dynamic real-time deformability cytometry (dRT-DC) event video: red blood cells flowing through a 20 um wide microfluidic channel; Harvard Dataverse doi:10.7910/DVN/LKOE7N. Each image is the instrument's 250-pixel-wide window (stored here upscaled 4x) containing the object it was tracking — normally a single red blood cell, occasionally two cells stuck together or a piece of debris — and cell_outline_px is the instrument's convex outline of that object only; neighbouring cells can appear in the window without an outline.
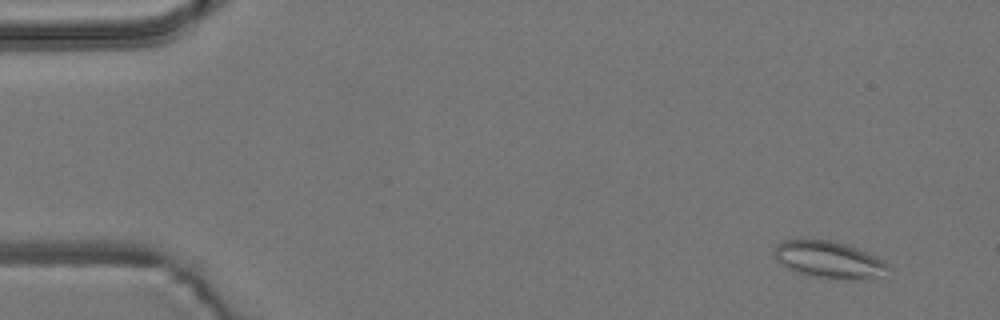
{"species": "common noctule bat (a hibernating species)", "species_latin": "Nyctalus noctula", "temperature_condition": "room temperature", "stored_images_in_passage": 4, "camera_frame_rate_fps": 3000, "um_per_image_px": 0.085, "animal": {"sex": "male", "body_mass_g": 19.2, "forearm_length_mm": 51.8}, "frame": {"image": 1, "passage_image": 1, "time_ms": 0.0, "image_size_px": [1000, 320], "cell_outline_px": [[892, 268], [880, 276], [872, 280], [848, 280], [808, 276], [796, 272], [780, 264], [776, 260], [772, 252], [776, 244], [784, 240], [800, 236], [832, 240], [856, 248], [876, 256], [884, 260]], "centroid_in_image_um": [70.42, 22.05], "position_along_channel_um": 14.6, "area_um2": 25.66}}